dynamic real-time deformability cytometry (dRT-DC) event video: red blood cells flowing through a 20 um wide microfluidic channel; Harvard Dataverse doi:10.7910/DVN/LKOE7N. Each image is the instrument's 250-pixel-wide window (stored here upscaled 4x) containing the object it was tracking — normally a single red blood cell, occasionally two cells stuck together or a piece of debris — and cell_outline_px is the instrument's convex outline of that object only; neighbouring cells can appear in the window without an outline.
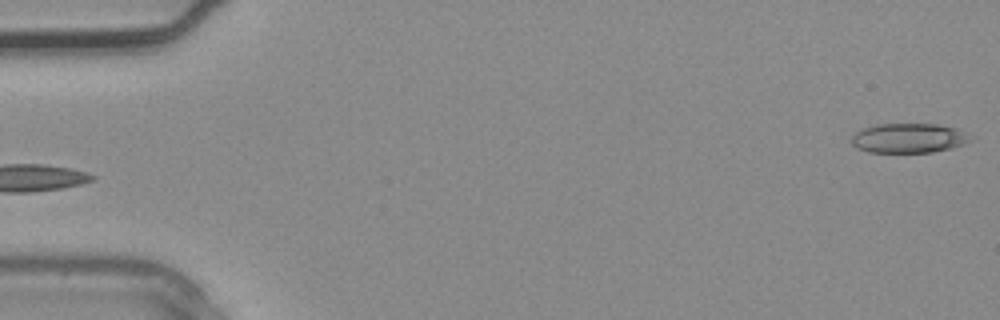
{"species": "common noctule bat (a hibernating species)", "species_latin": "Nyctalus noctula", "temperature_condition": "warm", "stored_images_in_passage": 3, "camera_frame_rate_fps": 3000, "um_per_image_px": 0.085, "animal": {"sex": "male", "body_mass_g": 20.4}, "frame": {"image": 1, "passage_image": 3, "time_ms": 0.667, "image_size_px": [1000, 320], "cell_outline_px": [[976, 140], [952, 148], [932, 152], [868, 152], [856, 148], [852, 144], [852, 136], [856, 132], [864, 128], [876, 124], [936, 124], [956, 128], [976, 136]], "centroid_in_image_um": [77.32, 11.74], "position_along_channel_um": 7.7, "area_um2": 20.81}}